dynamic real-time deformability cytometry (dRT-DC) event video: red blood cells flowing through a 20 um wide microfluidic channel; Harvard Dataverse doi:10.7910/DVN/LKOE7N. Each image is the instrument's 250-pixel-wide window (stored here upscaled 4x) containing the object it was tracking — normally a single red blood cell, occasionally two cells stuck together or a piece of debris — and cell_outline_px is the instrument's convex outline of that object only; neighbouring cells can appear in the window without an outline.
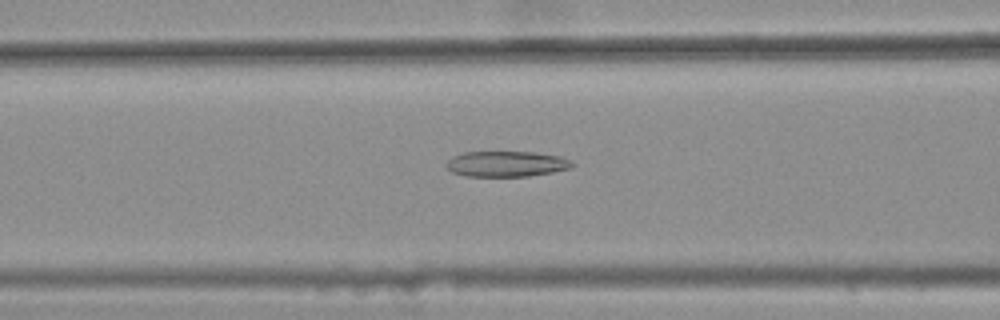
{"species": "common noctule bat (a hibernating species)", "species_latin": "Nyctalus noctula", "temperature_condition": "warm", "stored_images_in_passage": 38, "camera_frame_rate_fps": 3000, "um_per_image_px": 0.085, "animal": {"sex": "female", "body_mass_g": 25.1}, "frame": {"image": 1, "passage_image": 12, "time_ms": 3.667, "image_size_px": [1000, 320], "cell_outline_px": [[576, 164], [572, 168], [552, 172], [528, 176], [464, 176], [452, 172], [444, 164], [452, 156], [464, 152], [536, 152], [560, 156], [572, 160]], "centroid_in_image_um": [43.07, 13.93], "position_along_channel_um": 123.5, "area_um2": 18.96}}
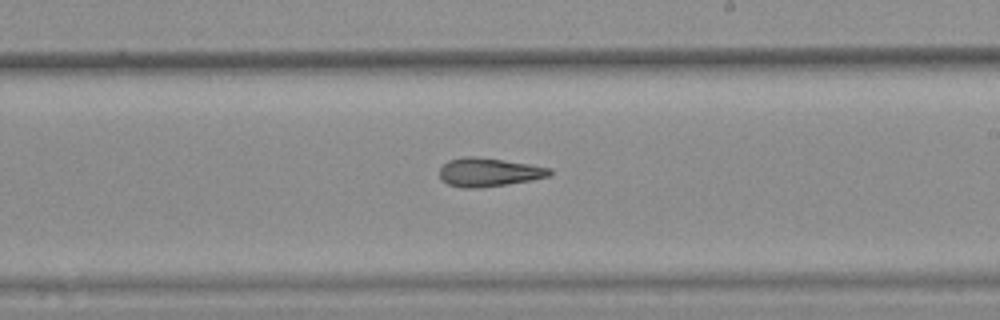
{"frame": {"image": 2, "passage_image": 22, "time_ms": 7.0, "image_size_px": [1000, 320], "cell_outline_px": [[552, 172], [548, 176], [532, 180], [480, 188], [464, 188], [448, 184], [440, 180], [440, 168], [448, 160], [464, 156], [476, 156], [504, 160], [552, 168]], "centroid_in_image_um": [41.52, 14.63], "position_along_channel_um": 247.5, "area_um2": 18.38}}
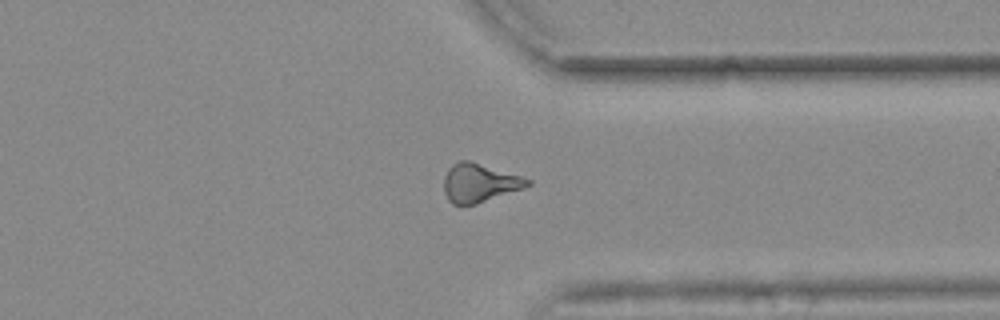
{"frame": {"image": 3, "passage_image": 32, "time_ms": 10.333, "image_size_px": [1000, 320], "cell_outline_px": [[532, 184], [524, 188], [476, 204], [452, 204], [448, 200], [444, 192], [444, 176], [448, 168], [452, 164], [460, 160], [468, 160], [520, 176], [532, 180]], "centroid_in_image_um": [40.73, 15.54], "position_along_channel_um": 370.7, "area_um2": 18.67}, "authors_computed_cell_mechanics": {"area_um2": 18.496, "velocity_mm_per_s": 3.7244, "shape_relaxation_time_tau1_ms": null, "shape_relaxation_time_tau2_ms": 5.6001, "deformation_change_tau1": null, "deformation_change_tau2": 0.1783}}